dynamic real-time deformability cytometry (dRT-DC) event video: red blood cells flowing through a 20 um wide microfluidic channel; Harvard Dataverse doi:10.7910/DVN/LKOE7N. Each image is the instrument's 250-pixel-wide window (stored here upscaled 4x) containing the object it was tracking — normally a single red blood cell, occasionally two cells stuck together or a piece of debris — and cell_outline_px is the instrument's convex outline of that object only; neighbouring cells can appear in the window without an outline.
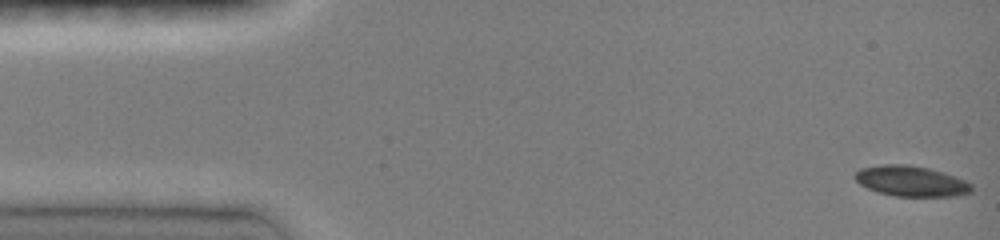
{"species": "common noctule bat (a hibernating species)", "species_latin": "Nyctalus noctula", "temperature_condition": "room temperature", "stored_images_in_passage": 47, "camera_frame_rate_fps": 3000, "um_per_image_px": 0.085, "animal": {"sex": "female", "body_mass_g": 19.0, "forearm_length_mm": 51.5}, "frame": {"image": 1, "passage_image": 1, "time_ms": 0.0, "image_size_px": [1000, 240], "cell_outline_px": [[972, 192], [956, 196], [896, 196], [876, 192], [860, 184], [852, 176], [860, 168], [880, 164], [908, 164], [928, 168], [944, 172], [956, 176], [972, 184]], "centroid_in_image_um": [77.43, 15.39], "position_along_channel_um": 7.6, "area_um2": 20.92}}
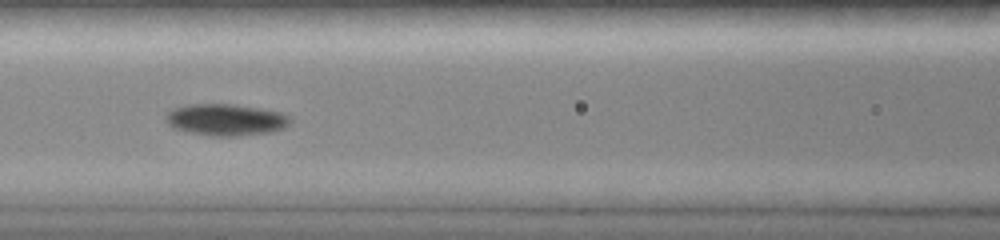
{"frame": {"image": 2, "passage_image": 20, "time_ms": 6.333, "image_size_px": [1000, 240], "cell_outline_px": [[292, 120], [284, 128], [272, 132], [236, 136], [208, 136], [188, 132], [176, 128], [168, 124], [164, 116], [172, 108], [188, 104], [232, 104], [260, 108], [284, 112], [292, 116]], "centroid_in_image_um": [19.23, 10.17], "position_along_channel_um": 147.4, "area_um2": 23.29}}
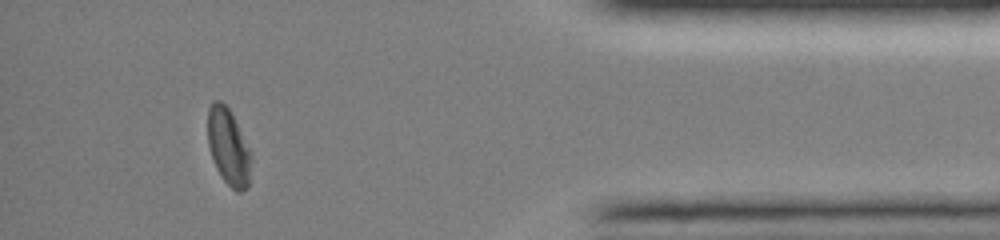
{"frame": {"image": 3, "passage_image": 42, "time_ms": 13.667, "image_size_px": [1000, 240], "cell_outline_px": [[252, 160], [248, 184], [240, 192], [236, 192], [224, 180], [216, 168], [208, 144], [208, 108], [212, 100], [220, 100], [232, 112], [252, 152]], "centroid_in_image_um": [19.43, 12.45], "position_along_channel_um": 415.8, "area_um2": 19.54}, "authors_computed_cell_mechanics": {"area_um2": 20.9236, "velocity_mm_per_s": 4.0942, "shape_relaxation_time_tau1_ms": 4.3629, "shape_relaxation_time_tau2_ms": 8.0754, "deformation_change_tau1": 0.1476, "deformation_change_tau2": 0.0845}}